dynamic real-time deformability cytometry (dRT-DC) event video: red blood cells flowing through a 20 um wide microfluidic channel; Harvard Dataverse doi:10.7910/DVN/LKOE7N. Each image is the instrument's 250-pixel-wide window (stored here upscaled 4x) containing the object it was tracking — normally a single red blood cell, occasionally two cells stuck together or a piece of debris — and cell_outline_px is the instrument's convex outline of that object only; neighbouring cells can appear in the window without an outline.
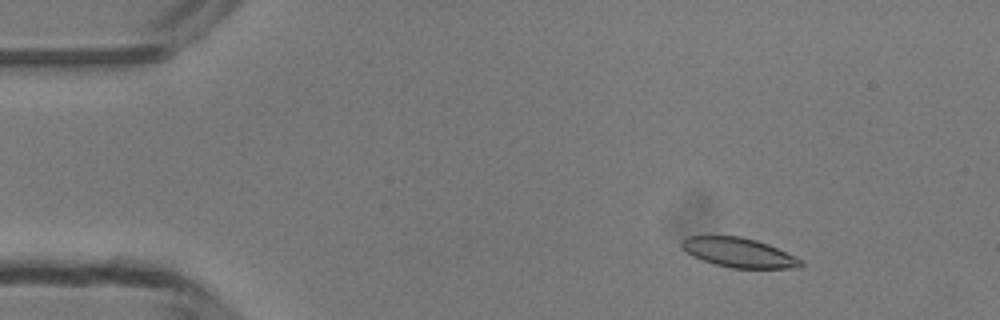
{"species": "common noctule bat (a hibernating species)", "species_latin": "Nyctalus noctula", "temperature_condition": "room temperature", "stored_images_in_passage": 44, "camera_frame_rate_fps": 3000, "um_per_image_px": 0.085, "animal": {"sex": "male", "body_mass_g": 13.3}, "frame": {"image": 1, "passage_image": 1, "time_ms": 0.0, "image_size_px": [1000, 320], "cell_outline_px": [[804, 264], [800, 268], [732, 268], [700, 260], [692, 256], [680, 244], [680, 240], [688, 236], [740, 236], [756, 240], [768, 244], [796, 256], [804, 260]], "centroid_in_image_um": [62.83, 21.47], "position_along_channel_um": 22.2, "area_um2": 20.58}}
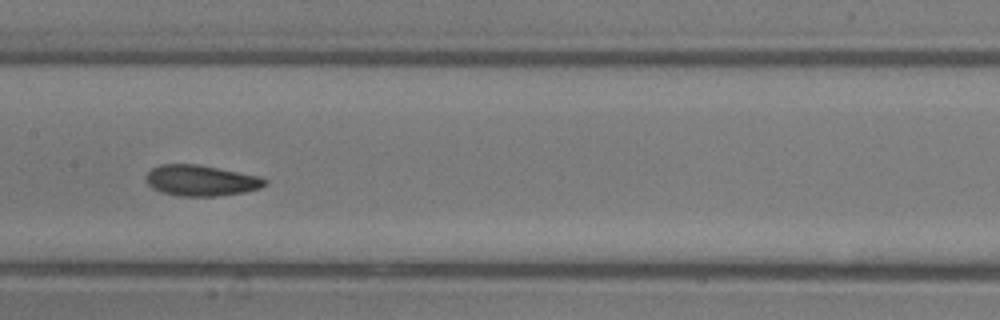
{"frame": {"image": 2, "passage_image": 19, "time_ms": 6.0, "image_size_px": [1000, 320], "cell_outline_px": [[268, 184], [260, 188], [244, 192], [216, 196], [176, 196], [160, 192], [152, 188], [144, 180], [148, 172], [152, 168], [160, 164], [200, 164], [260, 176], [268, 180]], "centroid_in_image_um": [17.08, 15.34], "position_along_channel_um": 190.3, "area_um2": 21.68}}
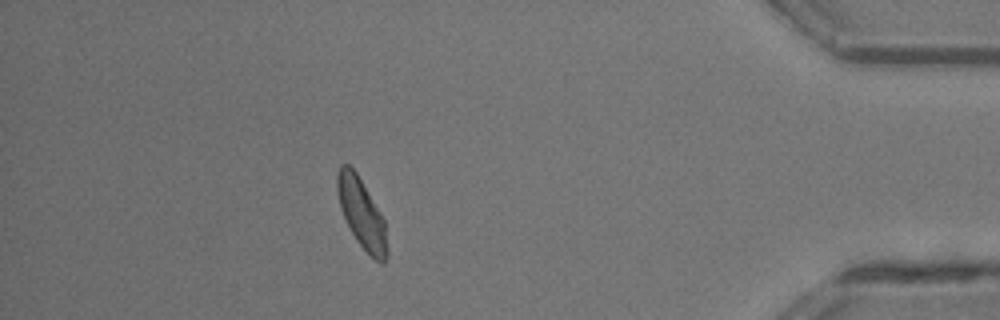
{"frame": {"image": 3, "passage_image": 38, "time_ms": 12.333, "image_size_px": [1000, 320], "cell_outline_px": [[388, 256], [384, 264], [380, 264], [356, 240], [340, 208], [336, 188], [336, 172], [340, 164], [348, 164], [356, 172], [380, 212], [384, 220], [388, 252]], "centroid_in_image_um": [30.73, 18.13], "position_along_channel_um": 404.5, "area_um2": 20.06}, "authors_computed_cell_mechanics": {"area_um2": 21.0103, "velocity_mm_per_s": 4.1699, "shape_relaxation_time_tau1_ms": 3.5254, "shape_relaxation_time_tau2_ms": 4.9189, "deformation_change_tau1": 0.1077, "deformation_change_tau2": 0.1154}}